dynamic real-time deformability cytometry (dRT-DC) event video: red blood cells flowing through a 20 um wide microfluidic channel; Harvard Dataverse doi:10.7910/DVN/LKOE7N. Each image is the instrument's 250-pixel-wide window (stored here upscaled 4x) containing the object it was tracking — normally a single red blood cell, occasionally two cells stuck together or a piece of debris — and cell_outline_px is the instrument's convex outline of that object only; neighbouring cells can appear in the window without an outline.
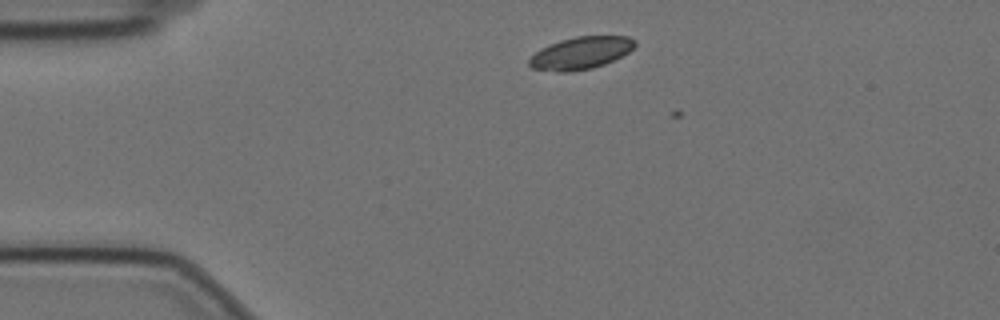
{"species": "Egyptian fruit bat (a non-hibernating species)", "species_latin": "Rousettus aegyptiacus", "temperature_condition": "cold", "stored_images_in_passage": 4, "camera_frame_rate_fps": 3000, "um_per_image_px": 0.085, "animal": {"sex": "female"}, "frame": {"image": 1, "passage_image": 3, "time_ms": 0.667, "image_size_px": [1000, 320], "cell_outline_px": [[636, 44], [628, 52], [604, 64], [592, 68], [568, 72], [556, 72], [532, 68], [528, 64], [528, 60], [540, 48], [548, 44], [560, 40], [576, 36], [628, 36], [636, 40]], "centroid_in_image_um": [49.34, 4.5], "position_along_channel_um": 35.7, "area_um2": 19.88}}